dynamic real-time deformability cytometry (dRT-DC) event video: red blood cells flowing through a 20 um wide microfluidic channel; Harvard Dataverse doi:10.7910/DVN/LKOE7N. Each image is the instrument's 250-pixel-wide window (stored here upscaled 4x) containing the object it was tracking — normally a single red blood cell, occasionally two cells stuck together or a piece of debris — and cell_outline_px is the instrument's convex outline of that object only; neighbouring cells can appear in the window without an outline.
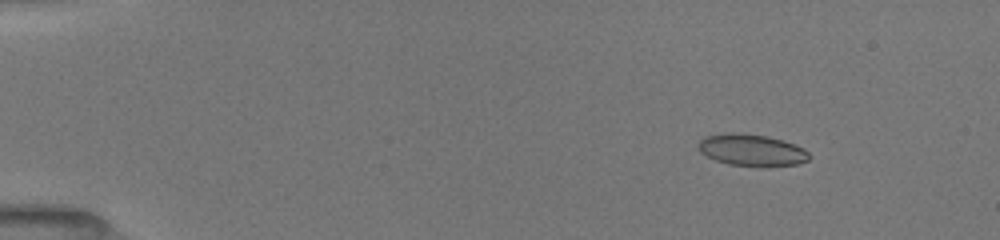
{"species": "common noctule bat (a hibernating species)", "species_latin": "Nyctalus noctula", "temperature_condition": "room temperature", "stored_images_in_passage": 50, "camera_frame_rate_fps": 3000, "um_per_image_px": 0.085, "animal": {"sex": "female", "body_mass_g": 19.5, "forearm_length_mm": 54.1}, "frame": {"image": 1, "passage_image": 5, "time_ms": 1.333, "image_size_px": [1000, 240], "cell_outline_px": [[808, 160], [796, 164], [760, 168], [728, 164], [716, 160], [700, 152], [696, 144], [704, 136], [728, 132], [740, 132], [768, 136], [784, 140], [804, 148], [808, 152]], "centroid_in_image_um": [63.87, 12.76], "position_along_channel_um": 21.1, "area_um2": 20.98}}
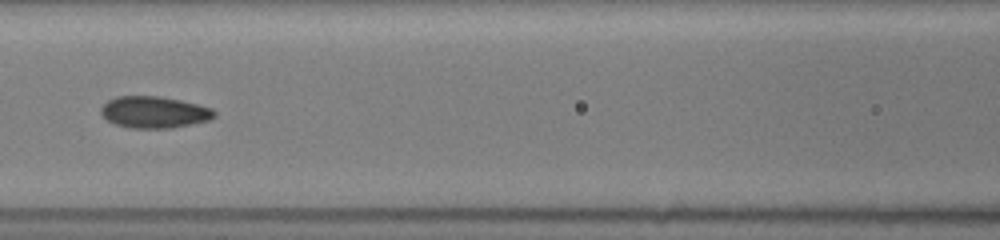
{"frame": {"image": 2, "passage_image": 23, "time_ms": 7.333, "image_size_px": [1000, 240], "cell_outline_px": [[216, 116], [208, 120], [172, 128], [132, 128], [116, 124], [108, 120], [100, 112], [100, 108], [108, 100], [116, 96], [160, 96], [180, 100], [212, 108], [216, 112]], "centroid_in_image_um": [13.1, 9.53], "position_along_channel_um": 153.5, "area_um2": 20.81}}
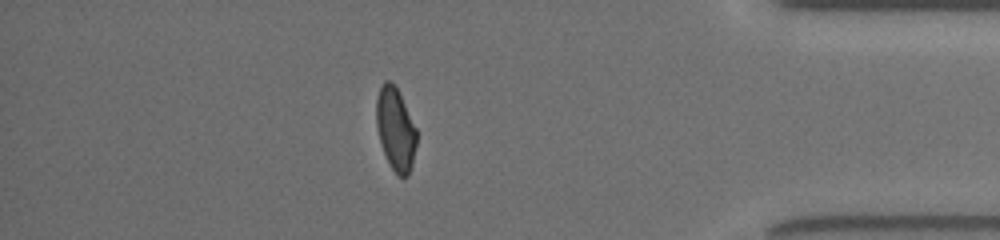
{"frame": {"image": 3, "passage_image": 44, "time_ms": 14.333, "image_size_px": [1000, 240], "cell_outline_px": [[416, 144], [412, 164], [408, 176], [396, 176], [384, 152], [376, 128], [376, 100], [380, 88], [384, 80], [388, 80], [396, 88], [416, 128]], "centroid_in_image_um": [33.61, 11.0], "position_along_channel_um": 401.6, "area_um2": 19.02}, "authors_computed_cell_mechanics": {"area_um2": 20.5479, "velocity_mm_per_s": 3.9867, "shape_relaxation_time_tau1_ms": 6.8381, "shape_relaxation_time_tau2_ms": 1.4554, "deformation_change_tau1": 0.1848, "deformation_change_tau2": 0.0654}}